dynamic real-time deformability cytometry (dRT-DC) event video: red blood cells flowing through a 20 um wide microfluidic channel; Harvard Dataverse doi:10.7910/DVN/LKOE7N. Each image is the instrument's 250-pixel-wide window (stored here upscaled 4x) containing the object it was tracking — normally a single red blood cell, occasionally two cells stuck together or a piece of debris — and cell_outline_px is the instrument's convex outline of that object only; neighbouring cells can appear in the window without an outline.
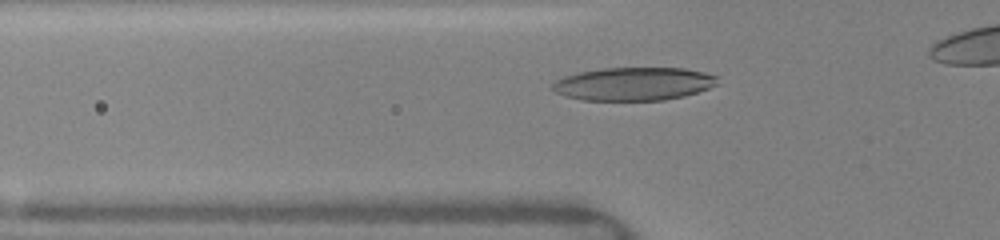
{"species": "human", "species_latin": "Homo sapiens", "temperature_condition": "warm", "stored_images_in_passage": 32, "camera_frame_rate_fps": 3000, "um_per_image_px": 0.085, "donor": {"sex": "female"}, "frame": {"image": 1, "passage_image": 13, "time_ms": 2.667, "image_size_px": [1000, 240], "cell_outline_px": [[720, 76], [716, 84], [708, 88], [684, 96], [664, 100], [584, 100], [568, 96], [556, 92], [552, 88], [552, 84], [556, 80], [564, 76], [580, 72], [600, 68], [684, 68], [704, 72]], "centroid_in_image_um": [53.89, 7.12], "position_along_channel_um": 71.9, "area_um2": 31.79}}
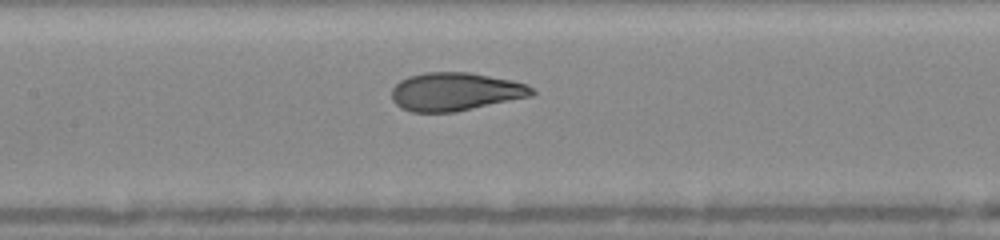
{"frame": {"image": 2, "passage_image": 18, "time_ms": 5.0, "image_size_px": [1000, 240], "cell_outline_px": [[536, 92], [532, 96], [452, 112], [412, 112], [400, 108], [392, 100], [392, 88], [400, 80], [408, 76], [424, 72], [468, 72], [512, 80], [528, 84]], "centroid_in_image_um": [38.69, 7.78], "position_along_channel_um": 168.7, "area_um2": 31.21}}
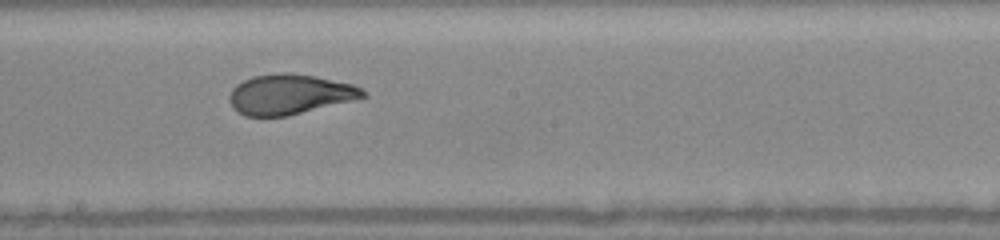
{"frame": {"image": 3, "passage_image": 21, "time_ms": 6.333, "image_size_px": [1000, 240], "cell_outline_px": [[368, 96], [288, 116], [244, 116], [232, 108], [228, 100], [228, 96], [232, 88], [236, 84], [252, 76], [280, 72], [288, 72], [316, 76], [352, 84], [360, 88]], "centroid_in_image_um": [24.56, 8.01], "position_along_channel_um": 223.6, "area_um2": 31.27}}